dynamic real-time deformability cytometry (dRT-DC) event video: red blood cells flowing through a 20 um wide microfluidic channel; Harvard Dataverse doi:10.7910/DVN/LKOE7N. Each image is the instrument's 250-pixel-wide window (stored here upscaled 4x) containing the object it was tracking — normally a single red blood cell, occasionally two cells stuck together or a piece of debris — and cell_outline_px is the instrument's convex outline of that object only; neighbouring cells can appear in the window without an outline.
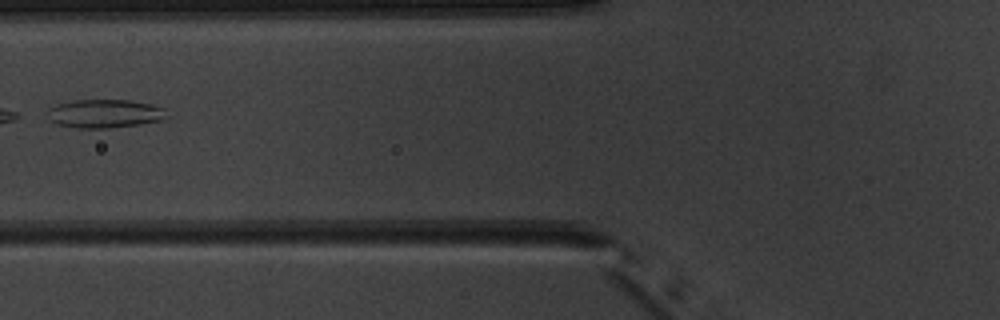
{"species": "common noctule bat (a hibernating species)", "species_latin": "Nyctalus noctula", "temperature_condition": "warm", "stored_images_in_passage": 5, "camera_frame_rate_fps": 3000, "um_per_image_px": 0.085, "animal": {"sex": "male", "body_mass_g": 20.1, "forearm_length_mm": 53.5}, "frame": {"image": 1, "passage_image": 4, "time_ms": 3.667, "image_size_px": [1000, 320], "cell_outline_px": [[168, 116], [164, 120], [140, 124], [112, 128], [76, 128], [56, 124], [52, 120], [48, 112], [48, 108], [56, 104], [72, 100], [132, 100], [152, 104], [168, 108]], "centroid_in_image_um": [8.98, 9.65], "position_along_channel_um": 116.8, "area_um2": 20.17}}